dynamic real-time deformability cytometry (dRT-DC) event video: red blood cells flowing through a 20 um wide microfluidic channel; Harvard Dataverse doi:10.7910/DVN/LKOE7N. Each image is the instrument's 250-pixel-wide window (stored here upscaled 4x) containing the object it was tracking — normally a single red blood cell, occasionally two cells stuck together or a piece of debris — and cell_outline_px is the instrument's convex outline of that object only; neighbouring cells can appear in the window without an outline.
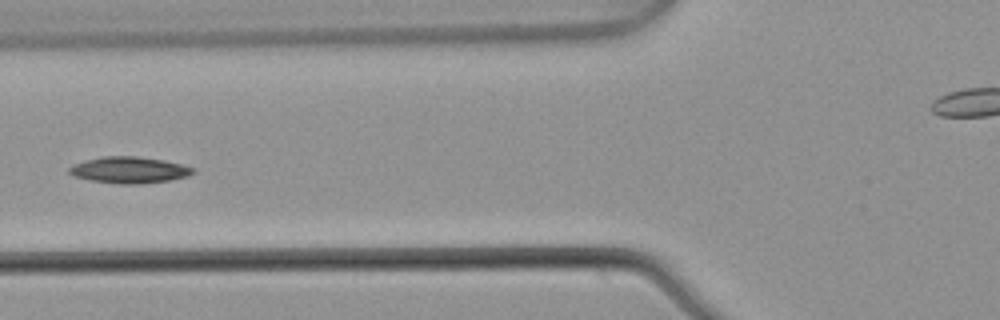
{"species": "common noctule bat (a hibernating species)", "species_latin": "Nyctalus noctula", "temperature_condition": "warm", "stored_images_in_passage": 5, "camera_frame_rate_fps": 3000, "um_per_image_px": 0.085, "animal": {"sex": "male", "body_mass_g": 21.5, "forearm_length_mm": 52.0}, "frame": {"image": 1, "passage_image": 5, "time_ms": 1.333, "image_size_px": [1000, 320], "cell_outline_px": [[196, 172], [188, 176], [172, 180], [140, 184], [120, 184], [92, 180], [72, 176], [68, 172], [68, 168], [84, 160], [104, 156], [136, 156], [164, 160], [196, 168]], "centroid_in_image_um": [11.02, 14.45], "position_along_channel_um": 114.8, "area_um2": 19.13}}